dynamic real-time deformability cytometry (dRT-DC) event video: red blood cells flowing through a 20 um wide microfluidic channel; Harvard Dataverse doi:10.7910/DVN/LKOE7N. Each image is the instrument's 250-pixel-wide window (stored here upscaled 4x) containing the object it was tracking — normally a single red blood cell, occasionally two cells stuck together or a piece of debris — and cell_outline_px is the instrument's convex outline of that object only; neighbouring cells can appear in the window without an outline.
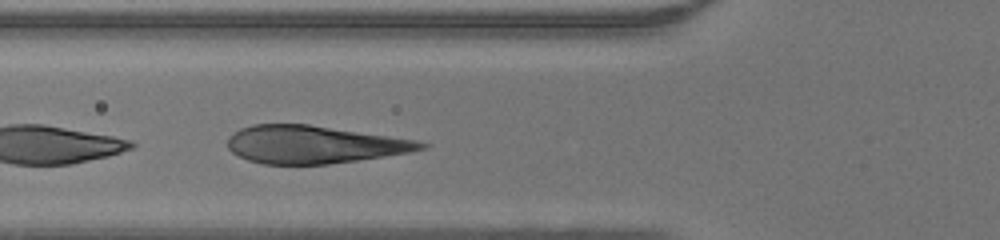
{"species": "human", "species_latin": "Homo sapiens", "temperature_condition": "warm", "stored_images_in_passage": 15, "camera_frame_rate_fps": 3000, "um_per_image_px": 0.085, "donor": {"sex": "male"}, "frame": {"image": 1, "passage_image": 12, "time_ms": 3.667, "image_size_px": [1000, 240], "cell_outline_px": [[432, 144], [424, 148], [408, 152], [384, 156], [328, 164], [264, 164], [248, 160], [232, 152], [228, 148], [228, 136], [240, 128], [252, 124], [308, 124], [416, 140]], "centroid_in_image_um": [26.64, 12.28], "position_along_channel_um": 99.2, "area_um2": 42.19}}